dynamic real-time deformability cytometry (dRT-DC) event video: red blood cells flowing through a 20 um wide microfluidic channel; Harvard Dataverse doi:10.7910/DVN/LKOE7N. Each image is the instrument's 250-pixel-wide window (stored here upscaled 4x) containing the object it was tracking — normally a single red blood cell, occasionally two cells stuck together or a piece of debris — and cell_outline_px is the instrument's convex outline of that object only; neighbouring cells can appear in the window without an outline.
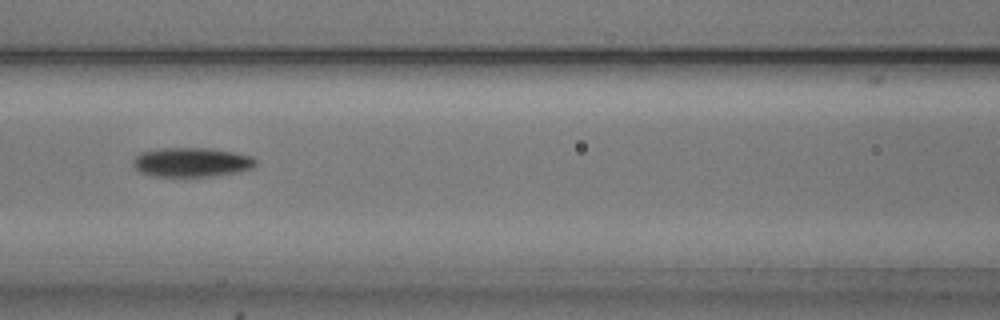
{"species": "common noctule bat (a hibernating species)", "species_latin": "Nyctalus noctula", "temperature_condition": "cold", "stored_images_in_passage": 32, "camera_frame_rate_fps": 3000, "um_per_image_px": 0.085, "animal": {"sex": "male", "body_mass_g": 20.5, "forearm_length_mm": 52.5}, "frame": {"image": 1, "passage_image": 12, "time_ms": 3.667, "image_size_px": [1000, 320], "cell_outline_px": [[256, 164], [252, 168], [240, 172], [216, 176], [152, 176], [140, 172], [132, 164], [132, 160], [140, 152], [160, 148], [208, 148], [232, 152], [252, 156], [256, 160]], "centroid_in_image_um": [16.28, 13.79], "position_along_channel_um": 150.3, "area_um2": 21.04}}
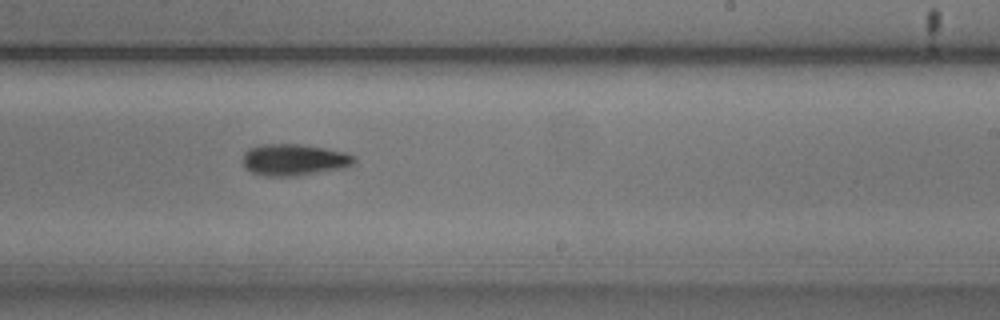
{"frame": {"image": 2, "passage_image": 21, "time_ms": 6.667, "image_size_px": [1000, 320], "cell_outline_px": [[356, 164], [344, 168], [292, 176], [264, 176], [252, 172], [244, 168], [244, 152], [248, 148], [260, 144], [300, 144], [324, 148], [344, 152], [356, 156]], "centroid_in_image_um": [25.0, 13.58], "position_along_channel_um": 264.0, "area_um2": 20.58}}
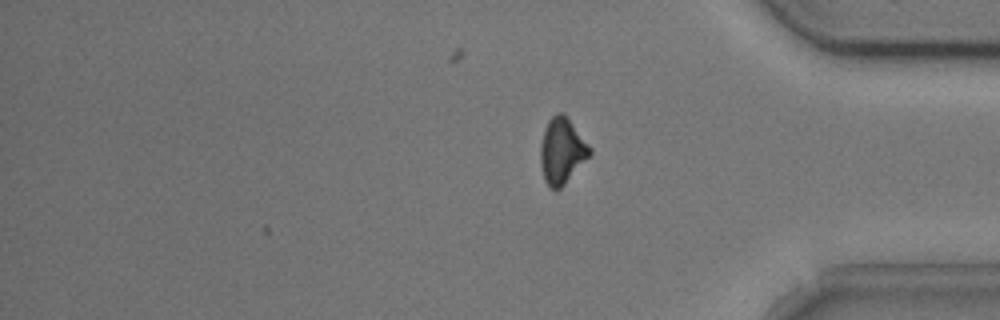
{"frame": {"image": 3, "passage_image": 32, "time_ms": 10.333, "image_size_px": [1000, 320], "cell_outline_px": [[592, 156], [560, 188], [552, 188], [544, 180], [540, 164], [540, 144], [544, 128], [548, 120], [556, 112], [564, 112], [592, 148]], "centroid_in_image_um": [47.78, 12.79], "position_along_channel_um": 387.4, "area_um2": 19.25}, "authors_computed_cell_mechanics": {"area_um2": 20.6635, "velocity_mm_per_s": 3.8065, "shape_relaxation_time_tau1_ms": 2.5527, "shape_relaxation_time_tau2_ms": null, "deformation_change_tau1": 0.1312, "deformation_change_tau2": null}}